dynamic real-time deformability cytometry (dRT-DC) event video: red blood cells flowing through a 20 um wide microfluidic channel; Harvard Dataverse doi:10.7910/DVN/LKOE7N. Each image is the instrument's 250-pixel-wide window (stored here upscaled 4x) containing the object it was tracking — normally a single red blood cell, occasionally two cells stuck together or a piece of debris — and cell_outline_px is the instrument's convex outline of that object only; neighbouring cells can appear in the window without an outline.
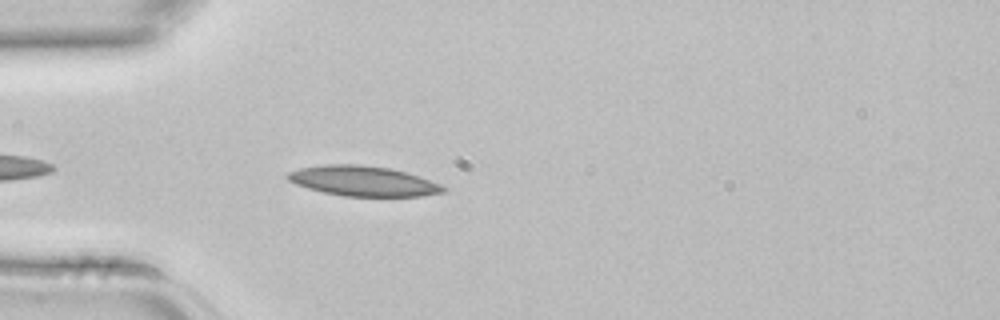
{"species": "common noctule bat (a hibernating species)", "species_latin": "Nyctalus noctula", "temperature_condition": "room temperature", "stored_images_in_passage": 4, "camera_frame_rate_fps": 3000, "um_per_image_px": 0.085, "animal": {"sex": "female", "body_mass_g": 22.7, "forearm_length_mm": 54.2}, "frame": {"image": 1, "passage_image": 4, "time_ms": 1.0, "image_size_px": [1000, 320], "cell_outline_px": [[448, 188], [444, 192], [420, 196], [344, 196], [324, 192], [308, 188], [296, 184], [288, 180], [284, 176], [288, 172], [300, 168], [324, 164], [360, 164], [392, 168], [440, 184]], "centroid_in_image_um": [30.83, 15.38], "position_along_channel_um": 54.2, "area_um2": 27.17}}